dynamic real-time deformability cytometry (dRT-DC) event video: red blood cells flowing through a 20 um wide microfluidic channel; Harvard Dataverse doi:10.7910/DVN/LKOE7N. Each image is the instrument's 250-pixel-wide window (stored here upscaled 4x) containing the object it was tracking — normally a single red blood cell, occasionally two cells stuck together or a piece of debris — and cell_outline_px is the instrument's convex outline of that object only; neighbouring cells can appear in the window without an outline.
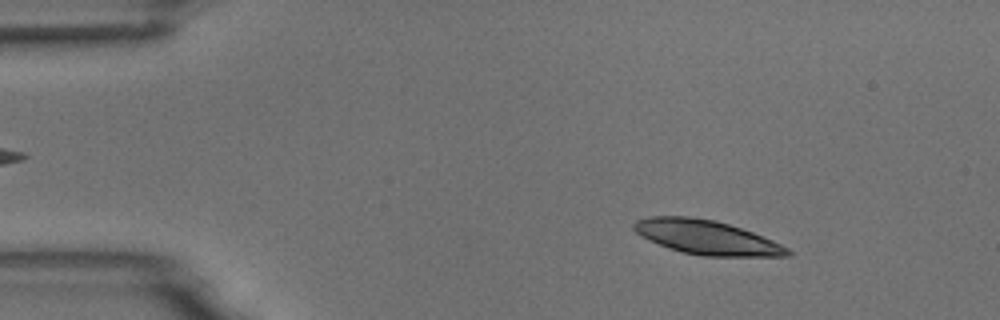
{"species": "common noctule bat (a hibernating species)", "species_latin": "Nyctalus noctula", "temperature_condition": "room temperature", "stored_images_in_passage": 6, "camera_frame_rate_fps": 3000, "um_per_image_px": 0.085, "animal": {"sex": "male", "body_mass_g": 18.8}, "frame": {"image": 1, "passage_image": 2, "time_ms": 1.333, "image_size_px": [1000, 320], "cell_outline_px": [[792, 256], [704, 256], [684, 252], [668, 248], [648, 240], [640, 236], [632, 228], [632, 224], [636, 220], [648, 216], [688, 216], [716, 220], [752, 232], [772, 240], [788, 248], [792, 252]], "centroid_in_image_um": [60.02, 20.17], "position_along_channel_um": 25.0, "area_um2": 30.63}}